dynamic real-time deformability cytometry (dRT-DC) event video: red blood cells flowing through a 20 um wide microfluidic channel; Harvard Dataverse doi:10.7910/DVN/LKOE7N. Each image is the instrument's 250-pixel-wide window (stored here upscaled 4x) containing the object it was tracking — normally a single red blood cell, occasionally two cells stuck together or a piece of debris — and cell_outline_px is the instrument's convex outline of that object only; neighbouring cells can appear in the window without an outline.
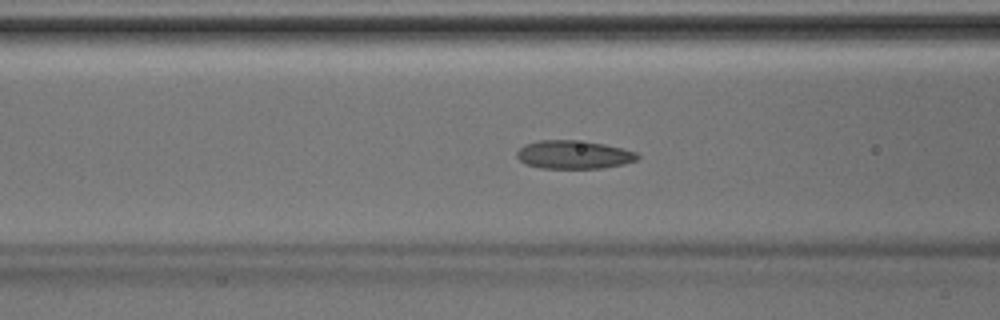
{"species": "Egyptian fruit bat (a non-hibernating species)", "species_latin": "Rousettus aegyptiacus", "temperature_condition": "room temperature", "stored_images_in_passage": 31, "camera_frame_rate_fps": 3000, "um_per_image_px": 0.085, "animal": {"sex": "male"}, "frame": {"image": 1, "passage_image": 5, "time_ms": 1.333, "image_size_px": [1000, 320], "cell_outline_px": [[640, 156], [636, 160], [624, 164], [600, 168], [540, 168], [524, 164], [516, 156], [516, 152], [524, 144], [540, 140], [572, 140], [604, 144], [636, 152]], "centroid_in_image_um": [48.72, 13.15], "position_along_channel_um": 117.9, "area_um2": 19.83}}
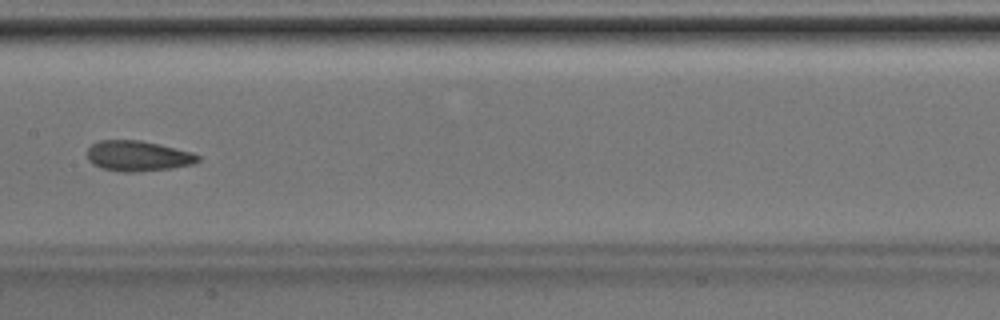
{"frame": {"image": 2, "passage_image": 10, "time_ms": 3.0, "image_size_px": [1000, 320], "cell_outline_px": [[200, 160], [192, 164], [172, 168], [132, 172], [120, 172], [104, 168], [92, 164], [88, 160], [88, 148], [92, 144], [100, 140], [140, 140], [160, 144], [192, 152], [200, 156]], "centroid_in_image_um": [11.73, 13.25], "position_along_channel_um": 195.7, "area_um2": 19.59}}
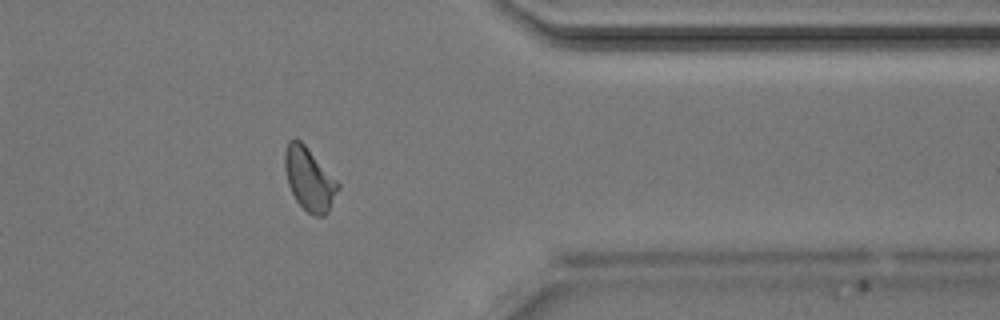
{"frame": {"image": 3, "passage_image": 23, "time_ms": 7.333, "image_size_px": [1000, 320], "cell_outline_px": [[340, 188], [328, 212], [324, 216], [316, 216], [308, 212], [296, 200], [288, 184], [284, 168], [284, 152], [288, 140], [300, 140], [304, 144], [340, 184]], "centroid_in_image_um": [26.28, 15.23], "position_along_channel_um": 385.1, "area_um2": 19.31}}